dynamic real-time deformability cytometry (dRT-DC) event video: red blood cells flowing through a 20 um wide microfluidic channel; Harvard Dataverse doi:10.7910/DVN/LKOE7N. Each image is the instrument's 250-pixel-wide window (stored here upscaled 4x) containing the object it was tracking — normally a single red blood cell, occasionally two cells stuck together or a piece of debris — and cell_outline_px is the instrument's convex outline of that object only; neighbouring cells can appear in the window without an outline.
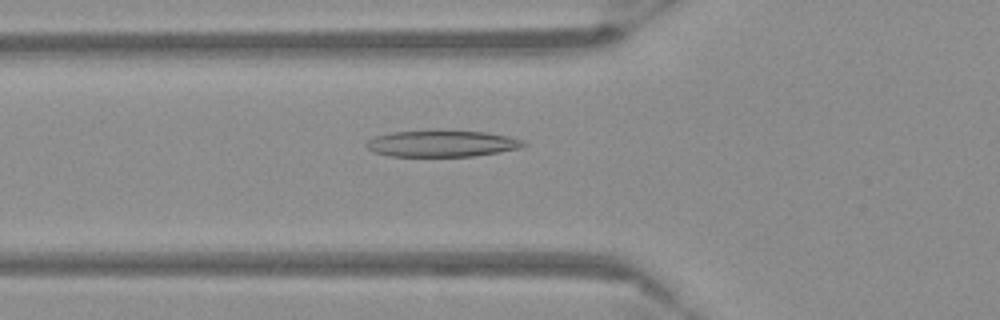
{"species": "Egyptian fruit bat (a non-hibernating species)", "species_latin": "Rousettus aegyptiacus", "temperature_condition": "warm", "stored_images_in_passage": 44, "camera_frame_rate_fps": 3000, "um_per_image_px": 0.085, "frame": {"image": 1, "passage_image": 9, "time_ms": 2.667, "image_size_px": [1000, 320], "cell_outline_px": [[528, 144], [520, 148], [472, 156], [388, 156], [372, 152], [364, 144], [368, 140], [376, 136], [392, 132], [488, 132], [508, 136], [524, 140]], "centroid_in_image_um": [37.56, 12.23], "position_along_channel_um": 88.2, "area_um2": 23.64}}
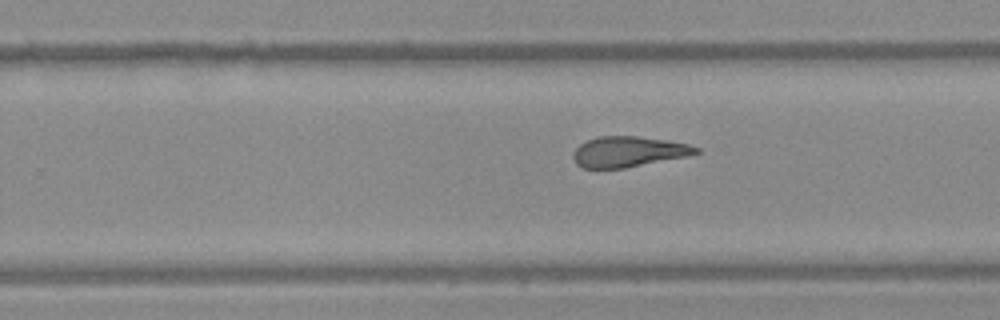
{"frame": {"image": 2, "passage_image": 24, "time_ms": 7.667, "image_size_px": [1000, 320], "cell_outline_px": [[700, 152], [688, 156], [624, 168], [584, 168], [576, 164], [572, 156], [576, 148], [580, 144], [588, 140], [600, 136], [636, 136], [668, 140], [688, 144], [700, 148]], "centroid_in_image_um": [53.43, 12.89], "position_along_channel_um": 276.4, "area_um2": 21.79}}
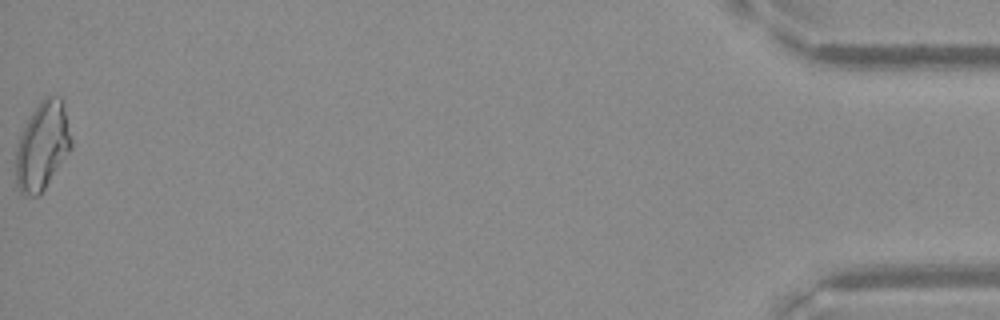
{"frame": {"image": 3, "passage_image": 44, "time_ms": 14.333, "image_size_px": [1000, 320], "cell_outline_px": [[72, 148], [44, 188], [36, 196], [28, 196], [20, 192], [16, 184], [16, 148], [20, 136], [32, 112], [40, 100], [44, 96], [60, 96], [64, 100], [72, 140]], "centroid_in_image_um": [3.62, 12.36], "position_along_channel_um": 431.6, "area_um2": 28.38}}